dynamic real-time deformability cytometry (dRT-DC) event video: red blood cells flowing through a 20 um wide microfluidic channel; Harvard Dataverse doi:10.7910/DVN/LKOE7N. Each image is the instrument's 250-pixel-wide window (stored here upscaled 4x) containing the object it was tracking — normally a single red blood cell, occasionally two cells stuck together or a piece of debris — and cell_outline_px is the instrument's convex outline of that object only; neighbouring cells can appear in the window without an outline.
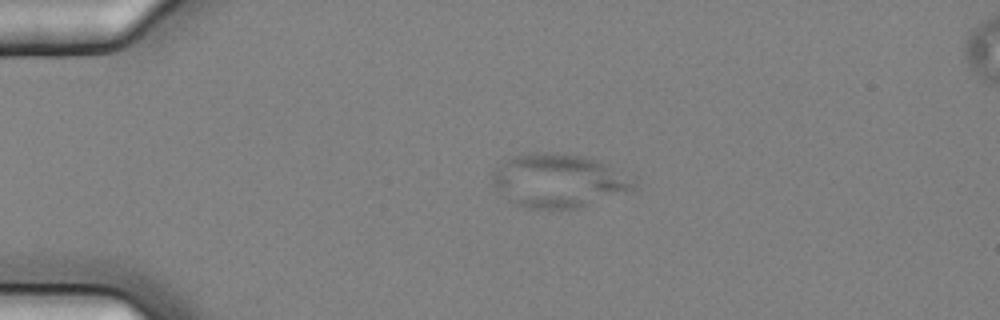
{"species": "common noctule bat (a hibernating species)", "species_latin": "Nyctalus noctula", "temperature_condition": "cold", "stored_images_in_passage": 4, "camera_frame_rate_fps": 3000, "um_per_image_px": 0.085, "animal": {"sex": "female", "body_mass_g": 25.1}, "frame": {"image": 1, "passage_image": 1, "time_ms": 0.0, "image_size_px": [1000, 320], "cell_outline_px": [[636, 184], [632, 188], [580, 208], [552, 212], [528, 208], [512, 204], [496, 188], [492, 180], [492, 176], [496, 168], [512, 156], [528, 152], [556, 152], [580, 156], [596, 160], [636, 180]], "centroid_in_image_um": [47.39, 15.39], "position_along_channel_um": 37.6, "area_um2": 44.1}}